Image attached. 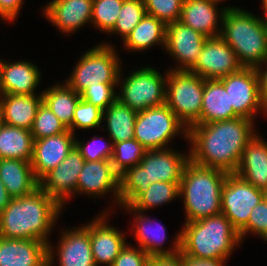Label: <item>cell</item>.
Wrapping results in <instances>:
<instances>
[{"label":"cell","mask_w":267,"mask_h":266,"mask_svg":"<svg viewBox=\"0 0 267 266\" xmlns=\"http://www.w3.org/2000/svg\"><path fill=\"white\" fill-rule=\"evenodd\" d=\"M137 217L138 218L136 219L138 222L136 224L137 226H135V235L138 243L140 244L139 248L141 250H143L150 257L174 256L180 253V234H178V237H176L173 250H162L159 246H161L162 242H164L166 239L165 227L162 225L158 226L157 228H153L151 219H146V217L142 216L141 211Z\"/></svg>","instance_id":"obj_29"},{"label":"cell","mask_w":267,"mask_h":266,"mask_svg":"<svg viewBox=\"0 0 267 266\" xmlns=\"http://www.w3.org/2000/svg\"><path fill=\"white\" fill-rule=\"evenodd\" d=\"M216 2L209 0H184L180 22L203 34L207 38L218 37Z\"/></svg>","instance_id":"obj_27"},{"label":"cell","mask_w":267,"mask_h":266,"mask_svg":"<svg viewBox=\"0 0 267 266\" xmlns=\"http://www.w3.org/2000/svg\"><path fill=\"white\" fill-rule=\"evenodd\" d=\"M63 234L58 248L60 266H96L90 233L84 226Z\"/></svg>","instance_id":"obj_26"},{"label":"cell","mask_w":267,"mask_h":266,"mask_svg":"<svg viewBox=\"0 0 267 266\" xmlns=\"http://www.w3.org/2000/svg\"><path fill=\"white\" fill-rule=\"evenodd\" d=\"M166 75L165 104L187 125L183 130L187 137V129L201 115L204 79L187 70H171Z\"/></svg>","instance_id":"obj_7"},{"label":"cell","mask_w":267,"mask_h":266,"mask_svg":"<svg viewBox=\"0 0 267 266\" xmlns=\"http://www.w3.org/2000/svg\"><path fill=\"white\" fill-rule=\"evenodd\" d=\"M68 128L62 123L58 117L45 104L41 103L38 107L36 117L34 118L31 134L34 140L44 137L58 135L67 131Z\"/></svg>","instance_id":"obj_36"},{"label":"cell","mask_w":267,"mask_h":266,"mask_svg":"<svg viewBox=\"0 0 267 266\" xmlns=\"http://www.w3.org/2000/svg\"><path fill=\"white\" fill-rule=\"evenodd\" d=\"M119 176L111 160L85 161L79 173L76 192L101 195L113 189L119 203Z\"/></svg>","instance_id":"obj_19"},{"label":"cell","mask_w":267,"mask_h":266,"mask_svg":"<svg viewBox=\"0 0 267 266\" xmlns=\"http://www.w3.org/2000/svg\"><path fill=\"white\" fill-rule=\"evenodd\" d=\"M105 218L106 214L84 226L90 233L91 251L96 266L101 263L111 266L126 245L124 235L104 223Z\"/></svg>","instance_id":"obj_18"},{"label":"cell","mask_w":267,"mask_h":266,"mask_svg":"<svg viewBox=\"0 0 267 266\" xmlns=\"http://www.w3.org/2000/svg\"><path fill=\"white\" fill-rule=\"evenodd\" d=\"M91 141L92 142H88L87 144H83L82 142H80V144L79 141L75 140V147L80 152L85 161H100L112 159L113 143H111L110 145L104 143V146H96L94 145L95 139Z\"/></svg>","instance_id":"obj_42"},{"label":"cell","mask_w":267,"mask_h":266,"mask_svg":"<svg viewBox=\"0 0 267 266\" xmlns=\"http://www.w3.org/2000/svg\"><path fill=\"white\" fill-rule=\"evenodd\" d=\"M190 157L169 149L147 150L138 165L119 176V204L130 206L153 182L180 183Z\"/></svg>","instance_id":"obj_3"},{"label":"cell","mask_w":267,"mask_h":266,"mask_svg":"<svg viewBox=\"0 0 267 266\" xmlns=\"http://www.w3.org/2000/svg\"><path fill=\"white\" fill-rule=\"evenodd\" d=\"M23 0H0V16L9 21L16 18Z\"/></svg>","instance_id":"obj_44"},{"label":"cell","mask_w":267,"mask_h":266,"mask_svg":"<svg viewBox=\"0 0 267 266\" xmlns=\"http://www.w3.org/2000/svg\"><path fill=\"white\" fill-rule=\"evenodd\" d=\"M264 198L265 191L235 173H228L222 189L221 213L240 232L247 225L252 209Z\"/></svg>","instance_id":"obj_11"},{"label":"cell","mask_w":267,"mask_h":266,"mask_svg":"<svg viewBox=\"0 0 267 266\" xmlns=\"http://www.w3.org/2000/svg\"><path fill=\"white\" fill-rule=\"evenodd\" d=\"M148 266H183V255L151 257Z\"/></svg>","instance_id":"obj_45"},{"label":"cell","mask_w":267,"mask_h":266,"mask_svg":"<svg viewBox=\"0 0 267 266\" xmlns=\"http://www.w3.org/2000/svg\"><path fill=\"white\" fill-rule=\"evenodd\" d=\"M252 120L238 116L205 124H193L187 129L191 141L190 160L198 165L235 173L242 152L255 136Z\"/></svg>","instance_id":"obj_1"},{"label":"cell","mask_w":267,"mask_h":266,"mask_svg":"<svg viewBox=\"0 0 267 266\" xmlns=\"http://www.w3.org/2000/svg\"><path fill=\"white\" fill-rule=\"evenodd\" d=\"M52 252L43 241L0 237V266H52Z\"/></svg>","instance_id":"obj_14"},{"label":"cell","mask_w":267,"mask_h":266,"mask_svg":"<svg viewBox=\"0 0 267 266\" xmlns=\"http://www.w3.org/2000/svg\"><path fill=\"white\" fill-rule=\"evenodd\" d=\"M207 37L180 21L167 24L165 48L182 66L175 70L190 71L199 59Z\"/></svg>","instance_id":"obj_17"},{"label":"cell","mask_w":267,"mask_h":266,"mask_svg":"<svg viewBox=\"0 0 267 266\" xmlns=\"http://www.w3.org/2000/svg\"><path fill=\"white\" fill-rule=\"evenodd\" d=\"M179 196V183L157 181L151 183L145 193H142L130 206H124L128 210L142 212L148 208L162 205Z\"/></svg>","instance_id":"obj_33"},{"label":"cell","mask_w":267,"mask_h":266,"mask_svg":"<svg viewBox=\"0 0 267 266\" xmlns=\"http://www.w3.org/2000/svg\"><path fill=\"white\" fill-rule=\"evenodd\" d=\"M147 149L135 138L127 141L113 143L112 166L120 175L126 169L138 165Z\"/></svg>","instance_id":"obj_34"},{"label":"cell","mask_w":267,"mask_h":266,"mask_svg":"<svg viewBox=\"0 0 267 266\" xmlns=\"http://www.w3.org/2000/svg\"><path fill=\"white\" fill-rule=\"evenodd\" d=\"M240 241L239 232L220 213L186 222L180 232V253L195 259L226 260Z\"/></svg>","instance_id":"obj_4"},{"label":"cell","mask_w":267,"mask_h":266,"mask_svg":"<svg viewBox=\"0 0 267 266\" xmlns=\"http://www.w3.org/2000/svg\"><path fill=\"white\" fill-rule=\"evenodd\" d=\"M160 72L151 67L133 72L122 80V93L117 100L135 112L165 104L166 81Z\"/></svg>","instance_id":"obj_9"},{"label":"cell","mask_w":267,"mask_h":266,"mask_svg":"<svg viewBox=\"0 0 267 266\" xmlns=\"http://www.w3.org/2000/svg\"><path fill=\"white\" fill-rule=\"evenodd\" d=\"M61 206L40 187L27 196L11 198L0 213V237L35 239L47 244V235Z\"/></svg>","instance_id":"obj_2"},{"label":"cell","mask_w":267,"mask_h":266,"mask_svg":"<svg viewBox=\"0 0 267 266\" xmlns=\"http://www.w3.org/2000/svg\"><path fill=\"white\" fill-rule=\"evenodd\" d=\"M150 258L143 250H136L126 244L111 266H148Z\"/></svg>","instance_id":"obj_43"},{"label":"cell","mask_w":267,"mask_h":266,"mask_svg":"<svg viewBox=\"0 0 267 266\" xmlns=\"http://www.w3.org/2000/svg\"><path fill=\"white\" fill-rule=\"evenodd\" d=\"M2 96L0 98V121L6 125L31 130L38 107L43 102L42 93L38 97L35 94Z\"/></svg>","instance_id":"obj_22"},{"label":"cell","mask_w":267,"mask_h":266,"mask_svg":"<svg viewBox=\"0 0 267 266\" xmlns=\"http://www.w3.org/2000/svg\"><path fill=\"white\" fill-rule=\"evenodd\" d=\"M262 2H263L264 10H265V15L267 16V0H262Z\"/></svg>","instance_id":"obj_49"},{"label":"cell","mask_w":267,"mask_h":266,"mask_svg":"<svg viewBox=\"0 0 267 266\" xmlns=\"http://www.w3.org/2000/svg\"><path fill=\"white\" fill-rule=\"evenodd\" d=\"M0 180L13 197L27 196L39 188L31 162L19 159H0Z\"/></svg>","instance_id":"obj_25"},{"label":"cell","mask_w":267,"mask_h":266,"mask_svg":"<svg viewBox=\"0 0 267 266\" xmlns=\"http://www.w3.org/2000/svg\"><path fill=\"white\" fill-rule=\"evenodd\" d=\"M74 147V134L69 129L58 135L34 140L31 166L37 180L40 181L62 163Z\"/></svg>","instance_id":"obj_16"},{"label":"cell","mask_w":267,"mask_h":266,"mask_svg":"<svg viewBox=\"0 0 267 266\" xmlns=\"http://www.w3.org/2000/svg\"><path fill=\"white\" fill-rule=\"evenodd\" d=\"M184 0H144L146 14L155 16L163 23L180 20Z\"/></svg>","instance_id":"obj_38"},{"label":"cell","mask_w":267,"mask_h":266,"mask_svg":"<svg viewBox=\"0 0 267 266\" xmlns=\"http://www.w3.org/2000/svg\"><path fill=\"white\" fill-rule=\"evenodd\" d=\"M219 80L229 93L230 106H233L239 116L252 120L259 108L267 112L260 97L259 78L255 68L242 67L238 72Z\"/></svg>","instance_id":"obj_12"},{"label":"cell","mask_w":267,"mask_h":266,"mask_svg":"<svg viewBox=\"0 0 267 266\" xmlns=\"http://www.w3.org/2000/svg\"><path fill=\"white\" fill-rule=\"evenodd\" d=\"M117 83H98L95 86H88L80 93V98L101 110L105 109L117 100L114 87Z\"/></svg>","instance_id":"obj_40"},{"label":"cell","mask_w":267,"mask_h":266,"mask_svg":"<svg viewBox=\"0 0 267 266\" xmlns=\"http://www.w3.org/2000/svg\"><path fill=\"white\" fill-rule=\"evenodd\" d=\"M11 196L6 191L5 185L0 180V213L8 206Z\"/></svg>","instance_id":"obj_48"},{"label":"cell","mask_w":267,"mask_h":266,"mask_svg":"<svg viewBox=\"0 0 267 266\" xmlns=\"http://www.w3.org/2000/svg\"><path fill=\"white\" fill-rule=\"evenodd\" d=\"M107 111V112H106ZM103 111V118L107 121L112 143L134 139V126L137 112L122 104L118 100ZM104 114H106L104 116Z\"/></svg>","instance_id":"obj_32"},{"label":"cell","mask_w":267,"mask_h":266,"mask_svg":"<svg viewBox=\"0 0 267 266\" xmlns=\"http://www.w3.org/2000/svg\"><path fill=\"white\" fill-rule=\"evenodd\" d=\"M167 25L155 16L146 14L123 41L127 49L145 50L153 44L165 47Z\"/></svg>","instance_id":"obj_31"},{"label":"cell","mask_w":267,"mask_h":266,"mask_svg":"<svg viewBox=\"0 0 267 266\" xmlns=\"http://www.w3.org/2000/svg\"><path fill=\"white\" fill-rule=\"evenodd\" d=\"M124 0H93L91 22L102 31L110 32L117 21Z\"/></svg>","instance_id":"obj_37"},{"label":"cell","mask_w":267,"mask_h":266,"mask_svg":"<svg viewBox=\"0 0 267 266\" xmlns=\"http://www.w3.org/2000/svg\"><path fill=\"white\" fill-rule=\"evenodd\" d=\"M220 13L223 29L220 37L235 52L243 67L256 68L267 59V16L259 19L238 8H224Z\"/></svg>","instance_id":"obj_5"},{"label":"cell","mask_w":267,"mask_h":266,"mask_svg":"<svg viewBox=\"0 0 267 266\" xmlns=\"http://www.w3.org/2000/svg\"><path fill=\"white\" fill-rule=\"evenodd\" d=\"M145 15L144 0H124L116 24L110 32L120 33L125 40Z\"/></svg>","instance_id":"obj_35"},{"label":"cell","mask_w":267,"mask_h":266,"mask_svg":"<svg viewBox=\"0 0 267 266\" xmlns=\"http://www.w3.org/2000/svg\"><path fill=\"white\" fill-rule=\"evenodd\" d=\"M224 262L220 259H195L183 255V266H223Z\"/></svg>","instance_id":"obj_46"},{"label":"cell","mask_w":267,"mask_h":266,"mask_svg":"<svg viewBox=\"0 0 267 266\" xmlns=\"http://www.w3.org/2000/svg\"><path fill=\"white\" fill-rule=\"evenodd\" d=\"M239 115L230 106L229 93L219 79H204L200 118L194 124L229 120Z\"/></svg>","instance_id":"obj_24"},{"label":"cell","mask_w":267,"mask_h":266,"mask_svg":"<svg viewBox=\"0 0 267 266\" xmlns=\"http://www.w3.org/2000/svg\"><path fill=\"white\" fill-rule=\"evenodd\" d=\"M235 174L255 188L267 191V143L254 136L242 152Z\"/></svg>","instance_id":"obj_21"},{"label":"cell","mask_w":267,"mask_h":266,"mask_svg":"<svg viewBox=\"0 0 267 266\" xmlns=\"http://www.w3.org/2000/svg\"><path fill=\"white\" fill-rule=\"evenodd\" d=\"M93 0H53L45 15L59 30L73 32L91 21Z\"/></svg>","instance_id":"obj_20"},{"label":"cell","mask_w":267,"mask_h":266,"mask_svg":"<svg viewBox=\"0 0 267 266\" xmlns=\"http://www.w3.org/2000/svg\"><path fill=\"white\" fill-rule=\"evenodd\" d=\"M40 82V72L29 62L4 63L0 60V93L32 95Z\"/></svg>","instance_id":"obj_23"},{"label":"cell","mask_w":267,"mask_h":266,"mask_svg":"<svg viewBox=\"0 0 267 266\" xmlns=\"http://www.w3.org/2000/svg\"><path fill=\"white\" fill-rule=\"evenodd\" d=\"M113 48L99 45L86 52L77 63L67 84L80 94L88 86L98 83H119L120 67Z\"/></svg>","instance_id":"obj_8"},{"label":"cell","mask_w":267,"mask_h":266,"mask_svg":"<svg viewBox=\"0 0 267 266\" xmlns=\"http://www.w3.org/2000/svg\"><path fill=\"white\" fill-rule=\"evenodd\" d=\"M227 172L198 165L189 160L179 183V196L184 195L186 222L221 213V196Z\"/></svg>","instance_id":"obj_6"},{"label":"cell","mask_w":267,"mask_h":266,"mask_svg":"<svg viewBox=\"0 0 267 266\" xmlns=\"http://www.w3.org/2000/svg\"><path fill=\"white\" fill-rule=\"evenodd\" d=\"M103 121V110L80 98L73 115L72 133L75 127L90 129L100 126Z\"/></svg>","instance_id":"obj_39"},{"label":"cell","mask_w":267,"mask_h":266,"mask_svg":"<svg viewBox=\"0 0 267 266\" xmlns=\"http://www.w3.org/2000/svg\"><path fill=\"white\" fill-rule=\"evenodd\" d=\"M242 67L232 48L218 36L205 40L199 59L190 71L203 79H221Z\"/></svg>","instance_id":"obj_13"},{"label":"cell","mask_w":267,"mask_h":266,"mask_svg":"<svg viewBox=\"0 0 267 266\" xmlns=\"http://www.w3.org/2000/svg\"><path fill=\"white\" fill-rule=\"evenodd\" d=\"M209 1H212V2H220L221 0H209Z\"/></svg>","instance_id":"obj_50"},{"label":"cell","mask_w":267,"mask_h":266,"mask_svg":"<svg viewBox=\"0 0 267 266\" xmlns=\"http://www.w3.org/2000/svg\"><path fill=\"white\" fill-rule=\"evenodd\" d=\"M249 232L259 234L263 240H267V199L264 198L250 213L247 225L239 232L241 241Z\"/></svg>","instance_id":"obj_41"},{"label":"cell","mask_w":267,"mask_h":266,"mask_svg":"<svg viewBox=\"0 0 267 266\" xmlns=\"http://www.w3.org/2000/svg\"><path fill=\"white\" fill-rule=\"evenodd\" d=\"M267 62V59L264 61V63ZM258 78H259V88H260V97L262 100L263 105L265 106L267 110V70L260 71V67L257 66L256 68Z\"/></svg>","instance_id":"obj_47"},{"label":"cell","mask_w":267,"mask_h":266,"mask_svg":"<svg viewBox=\"0 0 267 266\" xmlns=\"http://www.w3.org/2000/svg\"><path fill=\"white\" fill-rule=\"evenodd\" d=\"M84 162V158L74 147L62 163L39 181V187L63 207L64 200L76 192L79 173L83 169Z\"/></svg>","instance_id":"obj_15"},{"label":"cell","mask_w":267,"mask_h":266,"mask_svg":"<svg viewBox=\"0 0 267 266\" xmlns=\"http://www.w3.org/2000/svg\"><path fill=\"white\" fill-rule=\"evenodd\" d=\"M185 127L164 104L137 113L134 138L147 150L164 149L168 141Z\"/></svg>","instance_id":"obj_10"},{"label":"cell","mask_w":267,"mask_h":266,"mask_svg":"<svg viewBox=\"0 0 267 266\" xmlns=\"http://www.w3.org/2000/svg\"><path fill=\"white\" fill-rule=\"evenodd\" d=\"M43 103L64 123L72 132L74 111L80 100V94L73 90L67 83L57 85L42 93Z\"/></svg>","instance_id":"obj_30"},{"label":"cell","mask_w":267,"mask_h":266,"mask_svg":"<svg viewBox=\"0 0 267 266\" xmlns=\"http://www.w3.org/2000/svg\"><path fill=\"white\" fill-rule=\"evenodd\" d=\"M34 138L31 130L0 122V159H19L31 162Z\"/></svg>","instance_id":"obj_28"}]
</instances>
